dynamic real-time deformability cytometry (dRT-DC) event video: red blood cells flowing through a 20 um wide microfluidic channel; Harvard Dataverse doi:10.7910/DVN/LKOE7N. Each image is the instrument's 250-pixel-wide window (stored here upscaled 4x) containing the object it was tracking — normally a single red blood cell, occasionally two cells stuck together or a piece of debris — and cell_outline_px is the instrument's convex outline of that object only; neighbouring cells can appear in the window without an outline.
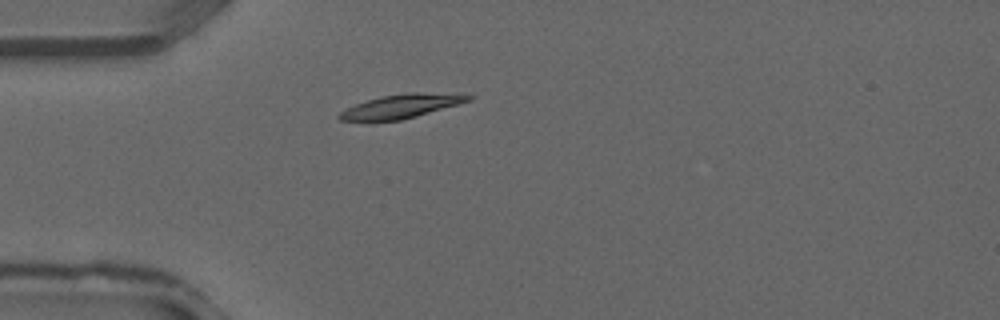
{"species": "common noctule bat (a hibernating species)", "species_latin": "Nyctalus noctula", "temperature_condition": "warm", "stored_images_in_passage": 25, "camera_frame_rate_fps": 3000, "um_per_image_px": 0.085, "animal": {"sex": "male", "forearm_length_mm": 52.5}, "frame": {"image": 1, "passage_image": 1, "time_ms": 0.0, "image_size_px": [1000, 320], "cell_outline_px": [[476, 96], [472, 100], [460, 104], [416, 116], [400, 120], [372, 124], [340, 120], [336, 116], [340, 112], [356, 104], [380, 96], [408, 92], [420, 92]], "centroid_in_image_um": [34.01, 9.08], "position_along_channel_um": 51.0, "area_um2": 18.44}}
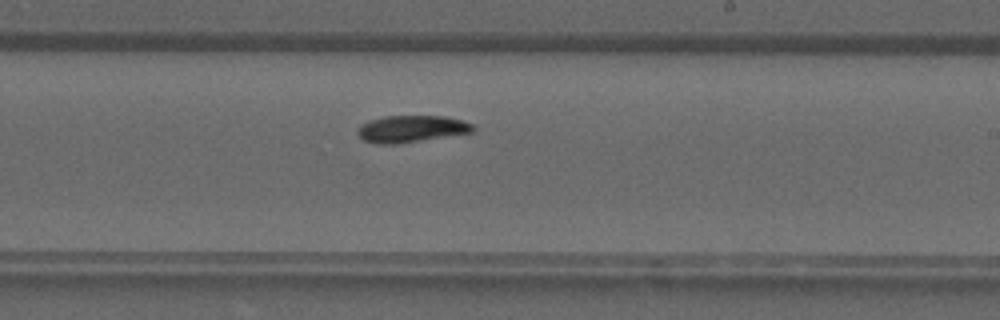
{"frame": {"image": 2, "passage_image": 13, "time_ms": 4.0, "image_size_px": [1000, 320], "cell_outline_px": [[476, 128], [472, 132], [396, 144], [380, 144], [364, 140], [356, 132], [364, 124], [372, 120], [384, 116], [444, 116], [464, 120], [472, 124]], "centroid_in_image_um": [35.02, 10.95], "position_along_channel_um": 254.0, "area_um2": 17.74}}
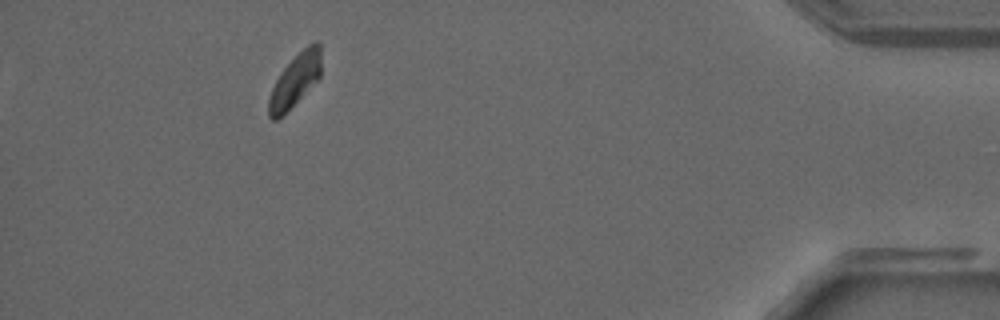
{"frame": {"image": 3, "passage_image": 25, "time_ms": 8.0, "image_size_px": [1000, 320], "cell_outline_px": [[320, 76], [276, 120], [272, 120], [268, 116], [268, 100], [272, 88], [280, 72], [308, 44], [316, 40], [320, 44]], "centroid_in_image_um": [25.06, 6.8], "position_along_channel_um": 410.1, "area_um2": 15.32}}